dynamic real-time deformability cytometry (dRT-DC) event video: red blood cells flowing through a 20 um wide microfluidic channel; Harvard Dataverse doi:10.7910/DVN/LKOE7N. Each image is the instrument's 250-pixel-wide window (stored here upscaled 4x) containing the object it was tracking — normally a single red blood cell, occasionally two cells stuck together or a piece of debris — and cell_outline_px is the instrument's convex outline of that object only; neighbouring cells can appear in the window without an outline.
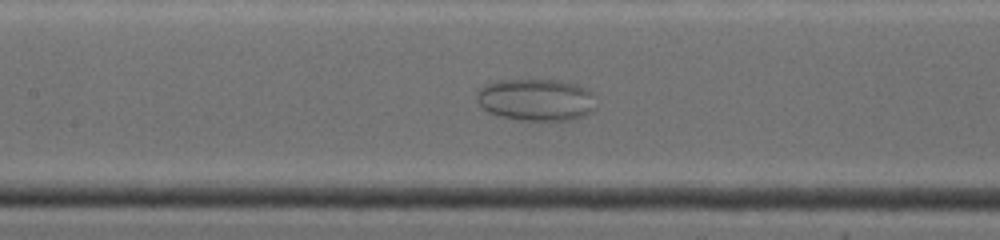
{"species": "common noctule bat (a hibernating species)", "species_latin": "Nyctalus noctula", "temperature_condition": "warm", "stored_images_in_passage": 74, "camera_frame_rate_fps": 4500, "um_per_image_px": 0.085, "animal": {"sex": "female", "body_mass_g": 19.0, "forearm_length_mm": 53.3}, "frame": {"image": 1, "passage_image": 16, "time_ms": 5.333, "image_size_px": [1000, 240], "cell_outline_px": [[596, 108], [592, 112], [584, 116], [572, 120], [520, 120], [500, 116], [488, 112], [480, 104], [476, 96], [480, 88], [484, 84], [496, 80], [556, 80], [576, 84], [592, 92]], "centroid_in_image_um": [45.58, 8.48], "position_along_channel_um": 161.8, "area_um2": 29.3}}
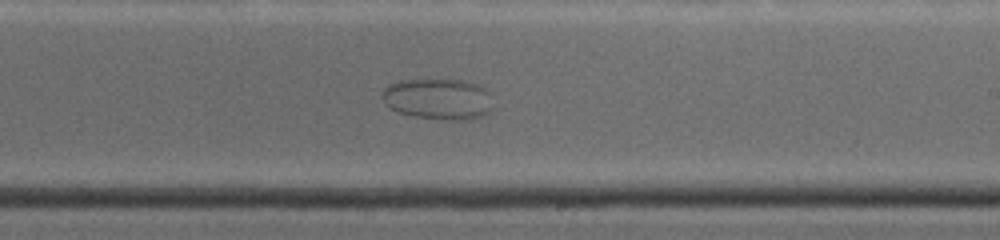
{"frame": {"image": 2, "passage_image": 29, "time_ms": 7.778, "image_size_px": [1000, 240], "cell_outline_px": [[492, 112], [472, 120], [452, 120], [416, 116], [396, 112], [384, 100], [384, 88], [388, 84], [400, 80], [464, 80], [476, 84], [492, 92]], "centroid_in_image_um": [37.34, 8.42], "position_along_channel_um": 251.7, "area_um2": 26.59}}
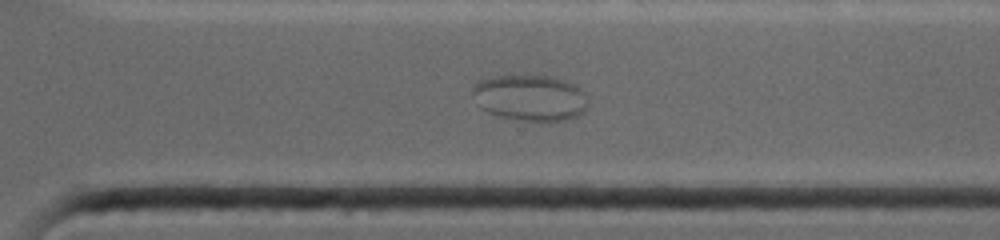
{"frame": {"image": 3, "passage_image": 39, "time_ms": 9.778, "image_size_px": [1000, 240], "cell_outline_px": [[588, 104], [584, 112], [568, 120], [520, 120], [500, 116], [488, 112], [480, 108], [472, 92], [472, 88], [480, 80], [488, 76], [548, 76], [564, 80], [580, 88], [588, 96]], "centroid_in_image_um": [45.07, 8.31], "position_along_channel_um": 325.5, "area_um2": 30.87}}